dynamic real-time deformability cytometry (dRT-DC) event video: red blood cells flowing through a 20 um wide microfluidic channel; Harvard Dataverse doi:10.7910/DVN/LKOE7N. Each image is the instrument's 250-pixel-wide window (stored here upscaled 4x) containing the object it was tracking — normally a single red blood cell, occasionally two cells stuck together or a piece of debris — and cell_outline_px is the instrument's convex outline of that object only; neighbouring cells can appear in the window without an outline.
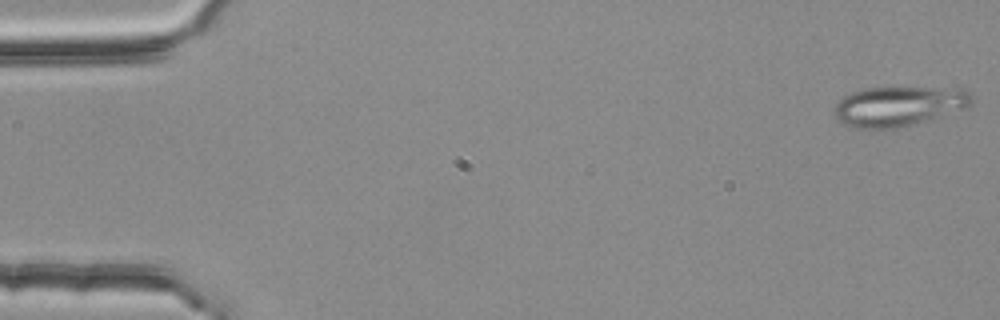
{"species": "common noctule bat (a hibernating species)", "species_latin": "Nyctalus noctula", "temperature_condition": "room temperature", "stored_images_in_passage": 4, "camera_frame_rate_fps": 3000, "um_per_image_px": 0.085, "animal": {"sex": "female", "body_mass_g": 25.1}, "frame": {"image": 1, "passage_image": 1, "time_ms": 0.0, "image_size_px": [1000, 320], "cell_outline_px": [[972, 104], [968, 108], [908, 124], [892, 128], [856, 128], [844, 124], [836, 120], [832, 112], [836, 104], [844, 96], [852, 92], [864, 88], [940, 88], [968, 92], [972, 96]], "centroid_in_image_um": [76.3, 9.02], "position_along_channel_um": 8.7, "area_um2": 31.15}}